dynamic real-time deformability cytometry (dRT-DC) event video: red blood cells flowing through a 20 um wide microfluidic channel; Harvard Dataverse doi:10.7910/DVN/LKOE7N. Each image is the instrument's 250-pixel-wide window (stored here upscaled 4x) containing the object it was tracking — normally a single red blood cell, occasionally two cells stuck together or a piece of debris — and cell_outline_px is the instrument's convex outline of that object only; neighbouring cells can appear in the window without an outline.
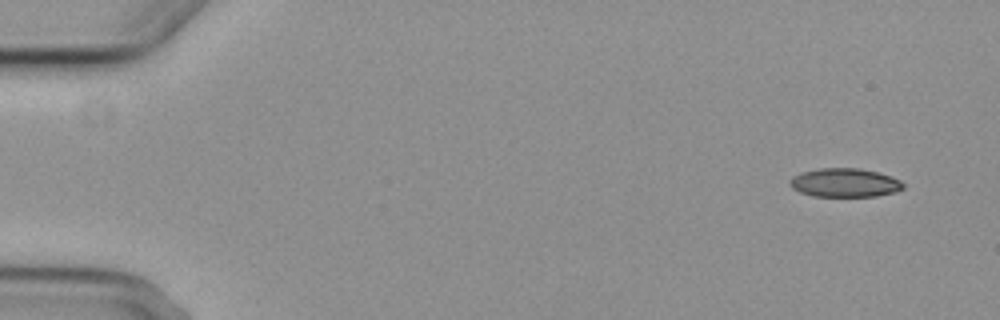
{"species": "common noctule bat (a hibernating species)", "species_latin": "Nyctalus noctula", "temperature_condition": "cold", "stored_images_in_passage": 5, "camera_frame_rate_fps": 3000, "um_per_image_px": 0.085, "animal": {"sex": "female", "body_mass_g": 29.2, "forearm_length_mm": 56.3}, "frame": {"image": 1, "passage_image": 1, "time_ms": 0.0, "image_size_px": [1000, 320], "cell_outline_px": [[904, 188], [896, 192], [876, 196], [812, 196], [800, 192], [792, 188], [788, 184], [788, 180], [792, 176], [800, 172], [820, 168], [860, 168], [876, 172], [900, 180], [904, 184]], "centroid_in_image_um": [71.76, 15.53], "position_along_channel_um": 13.2, "area_um2": 19.07}}
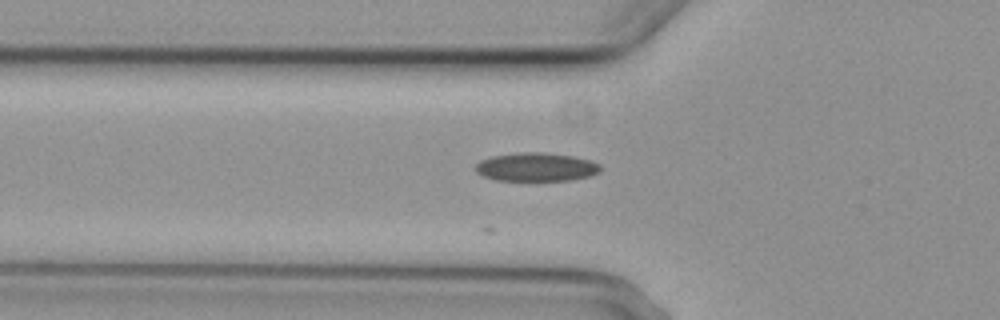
{"frame": {"image": 2, "passage_image": 5, "time_ms": 5.333, "image_size_px": [1000, 320], "cell_outline_px": [[600, 172], [588, 176], [568, 180], [496, 180], [484, 176], [476, 172], [476, 164], [480, 160], [492, 156], [520, 152], [544, 152], [572, 156], [592, 160], [600, 164]], "centroid_in_image_um": [45.58, 14.18], "position_along_channel_um": 80.2, "area_um2": 20.69}}